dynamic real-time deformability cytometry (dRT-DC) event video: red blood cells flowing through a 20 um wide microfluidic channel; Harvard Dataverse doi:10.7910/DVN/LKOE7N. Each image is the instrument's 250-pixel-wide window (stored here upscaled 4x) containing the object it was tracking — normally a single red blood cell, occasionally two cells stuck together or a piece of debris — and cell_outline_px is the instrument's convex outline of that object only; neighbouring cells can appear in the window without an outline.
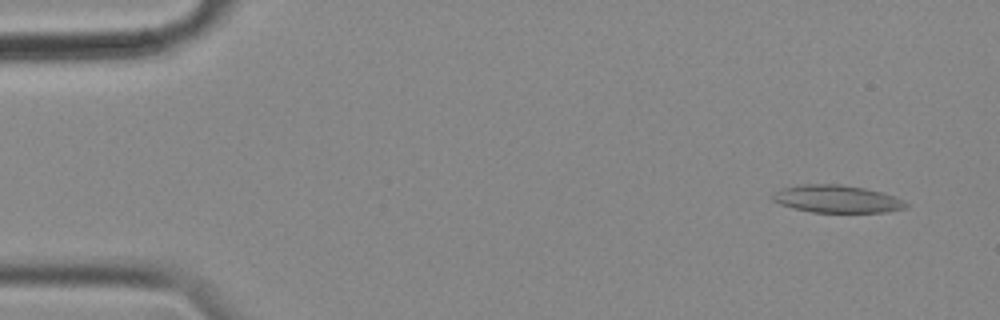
{"species": "common noctule bat (a hibernating species)", "species_latin": "Nyctalus noctula", "temperature_condition": "cold", "stored_images_in_passage": 39, "camera_frame_rate_fps": 3000, "um_per_image_px": 0.085, "animal": {"sex": "female", "body_mass_g": 18.4}, "frame": {"image": 1, "passage_image": 4, "time_ms": 1.0, "image_size_px": [1000, 320], "cell_outline_px": [[908, 208], [884, 212], [812, 212], [792, 208], [780, 204], [772, 200], [772, 192], [784, 188], [804, 184], [840, 184], [864, 188], [880, 192], [904, 200], [908, 204]], "centroid_in_image_um": [71.12, 16.91], "position_along_channel_um": 13.9, "area_um2": 21.33}}
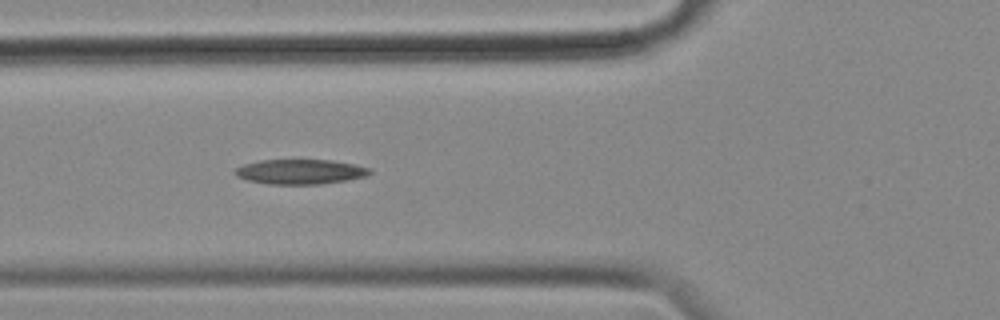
{"frame": {"image": 2, "passage_image": 21, "time_ms": 6.667, "image_size_px": [1000, 320], "cell_outline_px": [[372, 172], [368, 176], [348, 180], [320, 184], [268, 184], [248, 180], [236, 176], [236, 168], [244, 164], [260, 160], [332, 160], [372, 168]], "centroid_in_image_um": [25.57, 14.6], "position_along_channel_um": 100.2, "area_um2": 19.48}}
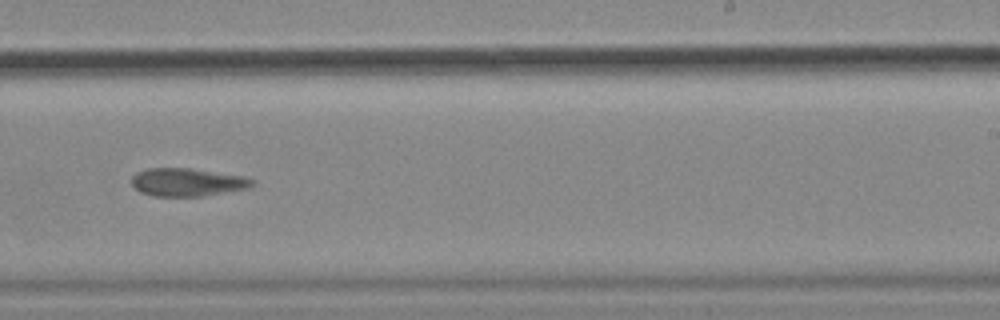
{"frame": {"image": 3, "passage_image": 36, "time_ms": 11.667, "image_size_px": [1000, 320], "cell_outline_px": [[256, 184], [248, 188], [204, 196], [152, 196], [140, 192], [132, 184], [132, 176], [136, 172], [148, 168], [188, 168], [244, 176], [256, 180]], "centroid_in_image_um": [15.94, 15.49], "position_along_channel_um": 273.1, "area_um2": 19.77}}